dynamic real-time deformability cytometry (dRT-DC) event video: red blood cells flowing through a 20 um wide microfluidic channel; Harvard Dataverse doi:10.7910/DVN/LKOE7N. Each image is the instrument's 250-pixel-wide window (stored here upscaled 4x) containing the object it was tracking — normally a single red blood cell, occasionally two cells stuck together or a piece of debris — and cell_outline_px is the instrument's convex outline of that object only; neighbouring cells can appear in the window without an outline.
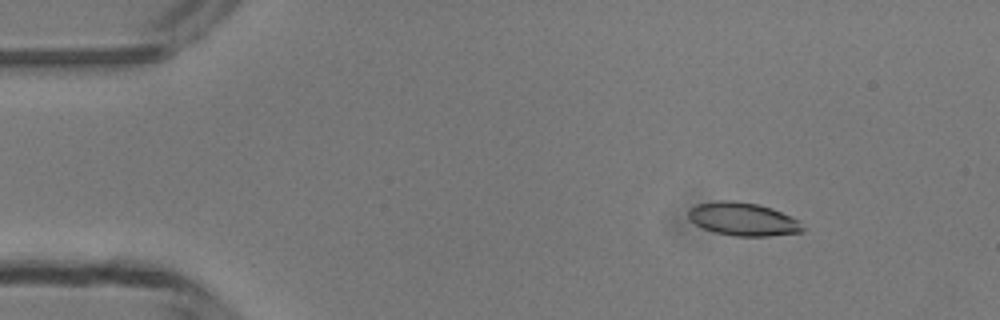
{"species": "common noctule bat (a hibernating species)", "species_latin": "Nyctalus noctula", "temperature_condition": "room temperature", "stored_images_in_passage": 4, "camera_frame_rate_fps": 3000, "um_per_image_px": 0.085, "animal": {"sex": "male", "body_mass_g": 13.3}, "frame": {"image": 1, "passage_image": 2, "time_ms": 1.333, "image_size_px": [1000, 320], "cell_outline_px": [[804, 232], [768, 236], [736, 236], [716, 232], [704, 228], [688, 220], [688, 208], [696, 204], [720, 200], [732, 200], [760, 204], [772, 208], [800, 220], [804, 228]], "centroid_in_image_um": [63.16, 18.61], "position_along_channel_um": 21.8, "area_um2": 22.31}}